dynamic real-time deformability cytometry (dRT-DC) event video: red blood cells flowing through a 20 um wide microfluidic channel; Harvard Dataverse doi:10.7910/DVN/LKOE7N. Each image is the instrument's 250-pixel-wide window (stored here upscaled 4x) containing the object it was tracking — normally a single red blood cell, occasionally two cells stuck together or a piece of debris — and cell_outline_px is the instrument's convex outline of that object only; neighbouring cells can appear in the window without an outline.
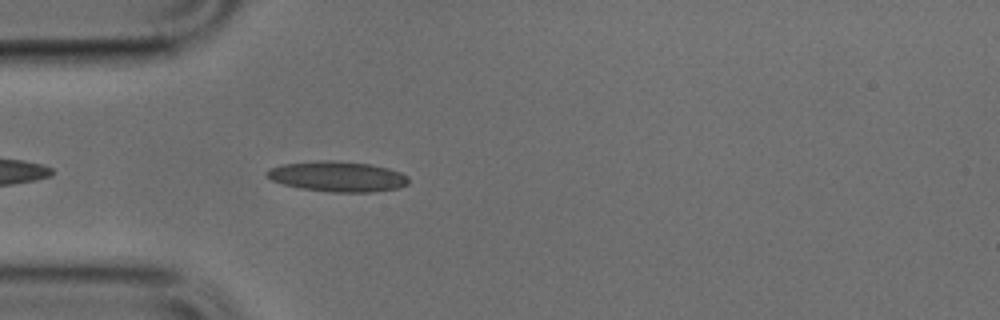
{"species": "common noctule bat (a hibernating species)", "species_latin": "Nyctalus noctula", "temperature_condition": "cold", "stored_images_in_passage": 40, "camera_frame_rate_fps": 3000, "um_per_image_px": 0.085, "animal": {"sex": "male", "body_mass_g": 17.9, "forearm_length_mm": 54.2}, "frame": {"image": 1, "passage_image": 3, "time_ms": 0.667, "image_size_px": [1000, 320], "cell_outline_px": [[408, 184], [400, 188], [372, 192], [332, 192], [300, 188], [284, 184], [272, 180], [264, 172], [268, 168], [280, 164], [316, 160], [332, 160], [368, 164], [388, 168], [400, 172], [408, 176]], "centroid_in_image_um": [28.67, 14.99], "position_along_channel_um": 56.3, "area_um2": 25.2}}
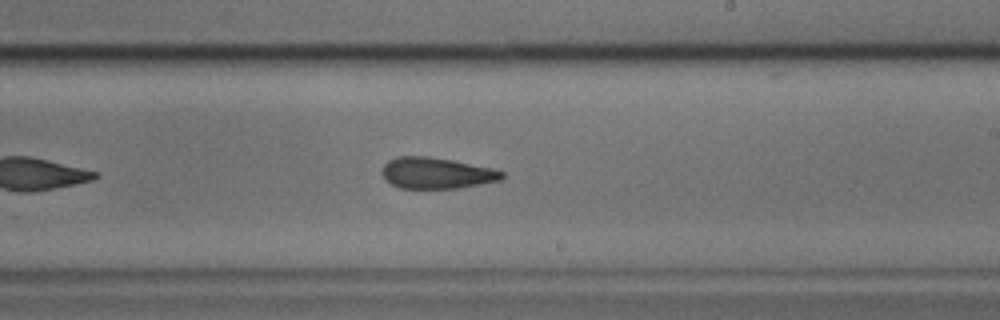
{"frame": {"image": 2, "passage_image": 18, "time_ms": 5.667, "image_size_px": [1000, 320], "cell_outline_px": [[504, 176], [500, 180], [480, 184], [456, 188], [400, 188], [392, 184], [380, 172], [384, 164], [388, 160], [396, 156], [428, 156], [452, 160], [492, 168], [504, 172]], "centroid_in_image_um": [37.08, 14.7], "position_along_channel_um": 251.9, "area_um2": 21.68}}
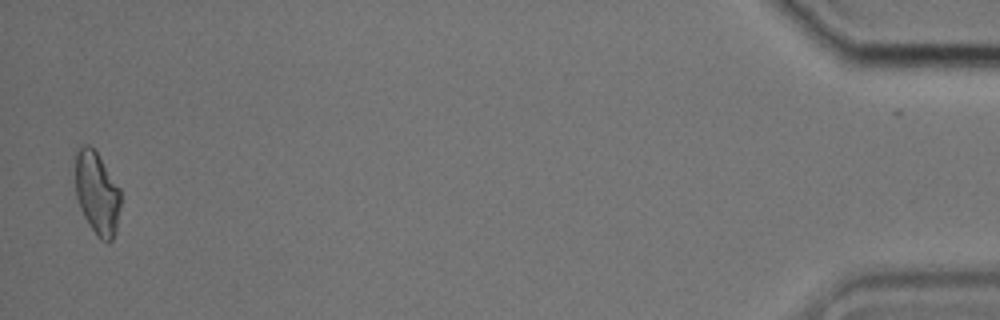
{"frame": {"image": 3, "passage_image": 38, "time_ms": 12.333, "image_size_px": [1000, 320], "cell_outline_px": [[120, 204], [116, 228], [112, 240], [108, 244], [100, 240], [96, 236], [88, 224], [80, 208], [76, 196], [76, 152], [84, 144], [88, 144], [96, 152], [120, 188]], "centroid_in_image_um": [8.25, 16.47], "position_along_channel_um": 427.0, "area_um2": 21.73}}